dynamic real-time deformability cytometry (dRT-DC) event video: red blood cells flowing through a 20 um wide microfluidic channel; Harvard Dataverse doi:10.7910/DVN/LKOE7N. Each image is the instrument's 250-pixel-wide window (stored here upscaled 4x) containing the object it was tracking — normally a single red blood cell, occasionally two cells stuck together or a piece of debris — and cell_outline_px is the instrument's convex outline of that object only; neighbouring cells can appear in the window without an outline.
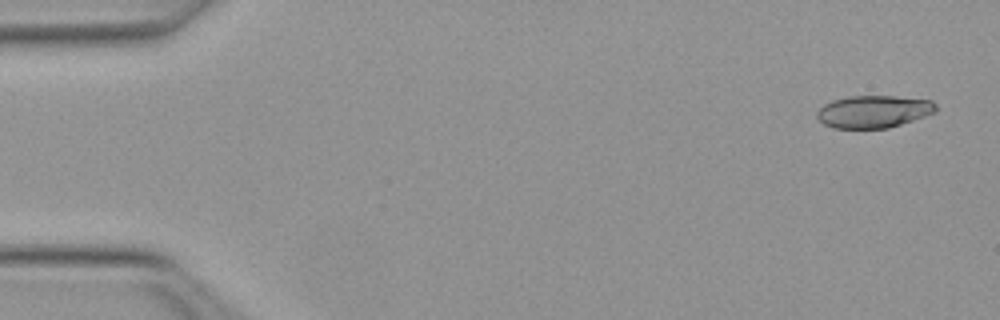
{"species": "Egyptian fruit bat (a non-hibernating species)", "species_latin": "Rousettus aegyptiacus", "temperature_condition": "warm", "stored_images_in_passage": 51, "camera_frame_rate_fps": 3000, "um_per_image_px": 0.085, "animal": {"sex": "female"}, "frame": {"image": 1, "passage_image": 2, "time_ms": 0.333, "image_size_px": [1000, 320], "cell_outline_px": [[936, 112], [888, 128], [832, 128], [824, 124], [816, 116], [816, 112], [824, 104], [832, 100], [848, 96], [896, 96], [932, 100], [936, 104]], "centroid_in_image_um": [74.24, 9.47], "position_along_channel_um": 10.8, "area_um2": 22.43}}
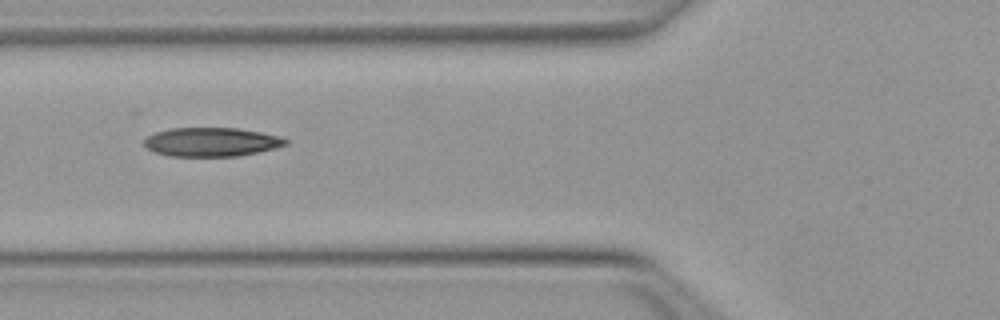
{"frame": {"image": 2, "passage_image": 19, "time_ms": 6.0, "image_size_px": [1000, 320], "cell_outline_px": [[288, 144], [276, 148], [236, 156], [168, 156], [156, 152], [148, 148], [144, 144], [144, 136], [168, 128], [236, 128], [260, 132], [280, 136], [288, 140]], "centroid_in_image_um": [17.95, 12.06], "position_along_channel_um": 107.8, "area_um2": 23.81}}
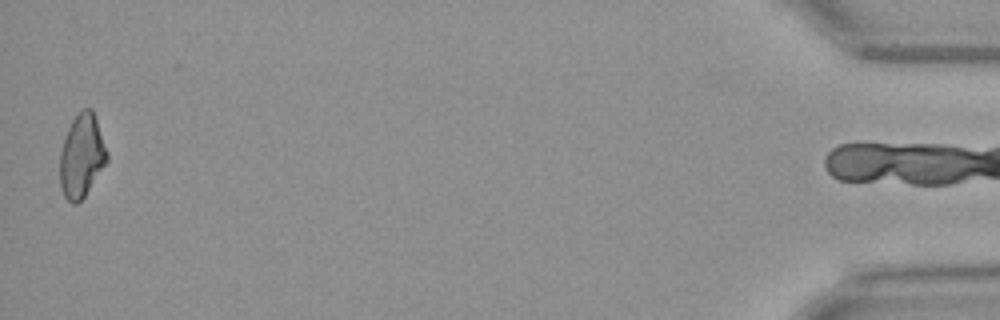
{"frame": {"image": 3, "passage_image": 50, "time_ms": 16.333, "image_size_px": [1000, 320], "cell_outline_px": [[108, 160], [84, 196], [76, 204], [72, 204], [64, 196], [60, 184], [60, 152], [68, 128], [72, 120], [84, 108], [92, 108], [108, 152]], "centroid_in_image_um": [6.94, 13.25], "position_along_channel_um": 428.3, "area_um2": 22.54}, "authors_computed_cell_mechanics": {"area_um2": 23.2934, "velocity_mm_per_s": 4.0125, "shape_relaxation_time_tau1_ms": null, "shape_relaxation_time_tau2_ms": 4.0797, "deformation_change_tau1": null, "deformation_change_tau2": 0.1308}}